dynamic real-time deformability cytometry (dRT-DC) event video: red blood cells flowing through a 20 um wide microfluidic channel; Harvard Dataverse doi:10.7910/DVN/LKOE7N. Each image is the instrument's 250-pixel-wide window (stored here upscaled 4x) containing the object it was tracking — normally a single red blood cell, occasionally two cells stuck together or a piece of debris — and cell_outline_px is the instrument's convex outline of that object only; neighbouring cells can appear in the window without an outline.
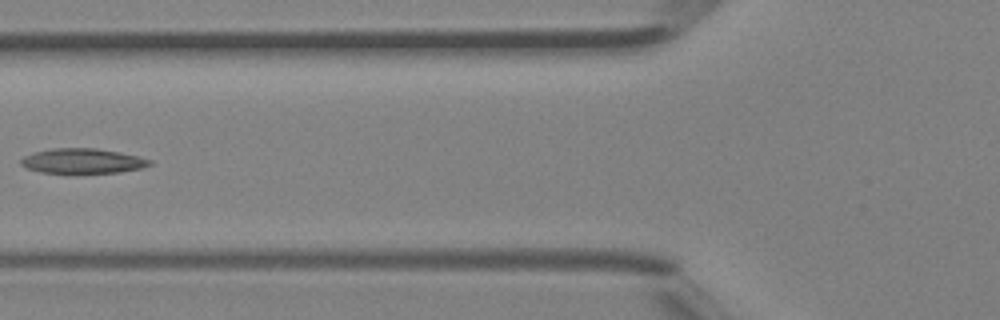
{"species": "Egyptian fruit bat (a non-hibernating species)", "species_latin": "Rousettus aegyptiacus", "temperature_condition": "room temperature", "stored_images_in_passage": 5, "camera_frame_rate_fps": 3000, "um_per_image_px": 0.085, "animal": {"sex": "female"}, "frame": {"image": 1, "passage_image": 5, "time_ms": 1.333, "image_size_px": [1000, 320], "cell_outline_px": [[152, 164], [140, 168], [120, 172], [72, 176], [40, 172], [28, 168], [20, 164], [20, 160], [24, 156], [32, 152], [52, 148], [96, 148], [136, 156], [152, 160]], "centroid_in_image_um": [6.95, 13.73], "position_along_channel_um": 118.8, "area_um2": 19.48}}